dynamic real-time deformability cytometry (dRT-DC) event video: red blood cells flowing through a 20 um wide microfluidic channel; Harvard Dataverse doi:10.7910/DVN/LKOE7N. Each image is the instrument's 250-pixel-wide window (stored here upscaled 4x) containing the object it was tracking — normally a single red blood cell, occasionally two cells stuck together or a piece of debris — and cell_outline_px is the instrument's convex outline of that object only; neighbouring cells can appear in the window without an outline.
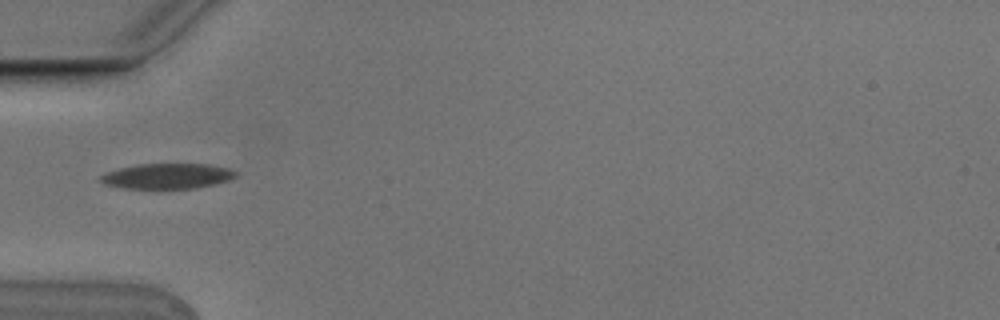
{"species": "Egyptian fruit bat (a non-hibernating species)", "species_latin": "Rousettus aegyptiacus", "temperature_condition": "cold", "stored_images_in_passage": 9, "camera_frame_rate_fps": 3000, "um_per_image_px": 0.085, "animal": {"sex": "male"}, "frame": {"image": 1, "passage_image": 3, "time_ms": 0.667, "image_size_px": [1000, 320], "cell_outline_px": [[236, 176], [232, 180], [216, 184], [196, 188], [160, 192], [124, 188], [104, 184], [100, 180], [100, 176], [104, 172], [136, 164], [208, 164], [228, 168], [236, 172]], "centroid_in_image_um": [14.2, 15.02], "position_along_channel_um": 70.8, "area_um2": 21.04}}
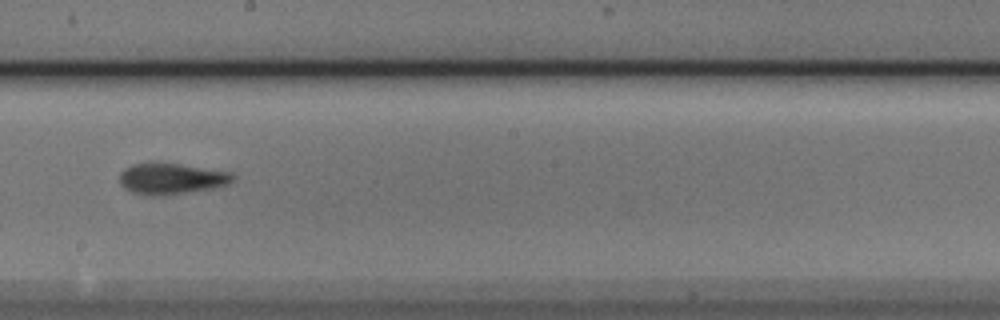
{"frame": {"image": 2, "passage_image": 7, "time_ms": 2.0, "image_size_px": [1000, 320], "cell_outline_px": [[236, 176], [228, 184], [216, 188], [160, 196], [148, 196], [132, 192], [124, 188], [120, 184], [120, 172], [124, 168], [132, 164], [152, 160], [156, 160], [232, 172]], "centroid_in_image_um": [14.53, 15.16], "position_along_channel_um": 233.7, "area_um2": 21.27}}
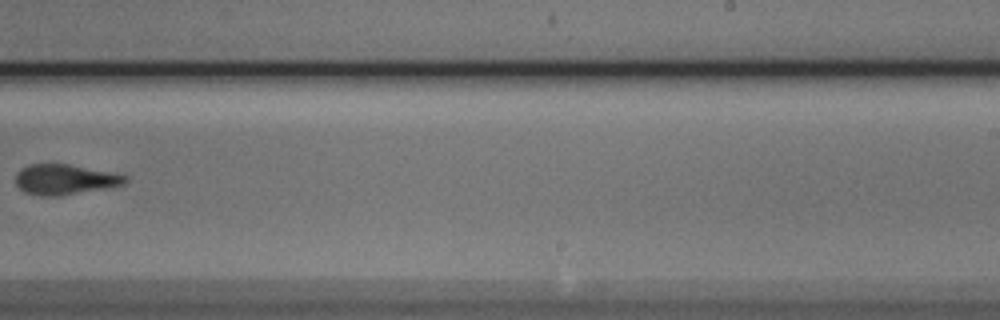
{"frame": {"image": 3, "passage_image": 8, "time_ms": 2.333, "image_size_px": [1000, 320], "cell_outline_px": [[128, 180], [124, 184], [108, 188], [60, 196], [40, 196], [24, 192], [16, 184], [16, 172], [20, 168], [28, 164], [68, 164], [116, 172], [128, 176]], "centroid_in_image_um": [5.54, 15.25], "position_along_channel_um": 283.5, "area_um2": 19.71}}